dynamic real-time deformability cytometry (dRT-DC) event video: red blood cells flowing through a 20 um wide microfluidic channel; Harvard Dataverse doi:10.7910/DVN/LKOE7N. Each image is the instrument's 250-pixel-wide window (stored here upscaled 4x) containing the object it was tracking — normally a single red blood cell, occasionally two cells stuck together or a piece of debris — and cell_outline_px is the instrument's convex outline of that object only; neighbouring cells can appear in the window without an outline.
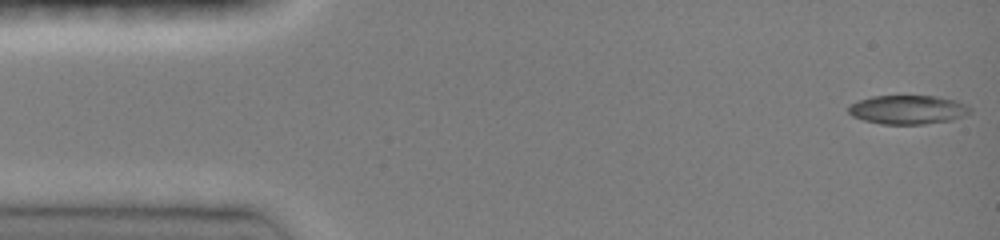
{"species": "common noctule bat (a hibernating species)", "species_latin": "Nyctalus noctula", "temperature_condition": "room temperature", "stored_images_in_passage": 46, "camera_frame_rate_fps": 3000, "um_per_image_px": 0.085, "animal": {"sex": "female", "body_mass_g": 19.0, "forearm_length_mm": 51.5}, "frame": {"image": 1, "passage_image": 1, "time_ms": 0.0, "image_size_px": [1000, 240], "cell_outline_px": [[972, 112], [964, 116], [952, 120], [924, 124], [880, 124], [864, 120], [852, 116], [848, 112], [848, 108], [852, 104], [860, 100], [872, 96], [936, 96], [956, 100], [972, 108]], "centroid_in_image_um": [77.2, 9.33], "position_along_channel_um": 7.8, "area_um2": 20.52}}
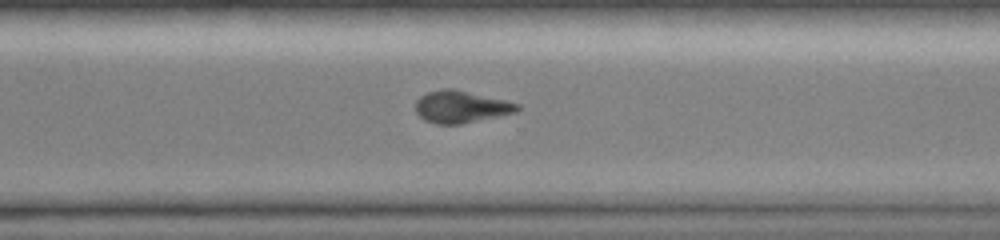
{"frame": {"image": 2, "passage_image": 33, "time_ms": 10.667, "image_size_px": [1000, 240], "cell_outline_px": [[520, 108], [516, 112], [460, 124], [436, 124], [424, 120], [416, 112], [416, 100], [420, 96], [428, 92], [444, 88], [452, 88], [504, 100], [520, 104]], "centroid_in_image_um": [39.16, 9.08], "position_along_channel_um": 331.4, "area_um2": 18.84}}
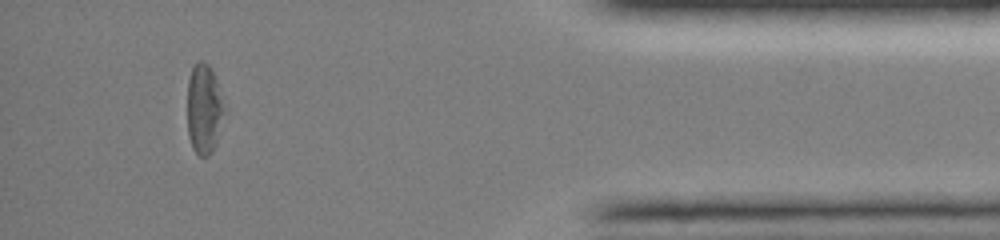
{"frame": {"image": 3, "passage_image": 42, "time_ms": 13.667, "image_size_px": [1000, 240], "cell_outline_px": [[228, 112], [216, 144], [212, 152], [208, 156], [200, 156], [192, 148], [188, 136], [188, 80], [192, 68], [196, 60], [204, 60], [212, 68], [228, 108]], "centroid_in_image_um": [17.41, 9.25], "position_along_channel_um": 417.8, "area_um2": 20.4}, "authors_computed_cell_mechanics": {"area_um2": 19.8543, "velocity_mm_per_s": 4.1261, "shape_relaxation_time_tau1_ms": 5.79, "shape_relaxation_time_tau2_ms": null, "deformation_change_tau1": 0.1922, "deformation_change_tau2": null}}